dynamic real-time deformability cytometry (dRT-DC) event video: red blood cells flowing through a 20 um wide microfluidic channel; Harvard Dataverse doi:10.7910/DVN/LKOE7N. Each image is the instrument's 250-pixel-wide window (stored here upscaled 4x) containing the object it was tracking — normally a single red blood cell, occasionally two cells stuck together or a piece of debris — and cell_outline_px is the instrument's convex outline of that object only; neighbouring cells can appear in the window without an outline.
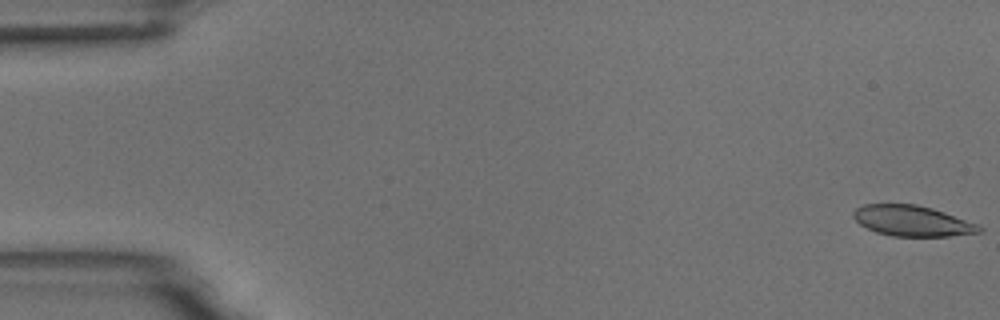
{"species": "common noctule bat (a hibernating species)", "species_latin": "Nyctalus noctula", "temperature_condition": "room temperature", "stored_images_in_passage": 15, "camera_frame_rate_fps": 3000, "um_per_image_px": 0.085, "animal": {"sex": "male", "body_mass_g": 18.8}, "frame": {"image": 1, "passage_image": 1, "time_ms": 0.0, "image_size_px": [1000, 320], "cell_outline_px": [[984, 228], [980, 232], [948, 236], [892, 236], [876, 232], [860, 224], [852, 216], [852, 212], [856, 208], [864, 204], [916, 204], [932, 208], [980, 224]], "centroid_in_image_um": [77.55, 18.77], "position_along_channel_um": 7.4, "area_um2": 22.48}}
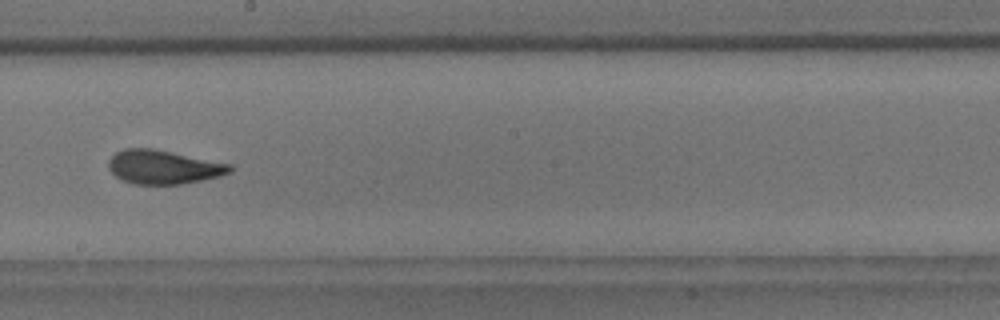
{"frame": {"image": 2, "passage_image": 9, "time_ms": 10.0, "image_size_px": [1000, 320], "cell_outline_px": [[232, 172], [220, 176], [180, 184], [132, 184], [116, 176], [108, 168], [108, 160], [116, 152], [124, 148], [152, 148], [232, 164]], "centroid_in_image_um": [13.89, 14.19], "position_along_channel_um": 234.3, "area_um2": 23.87}}
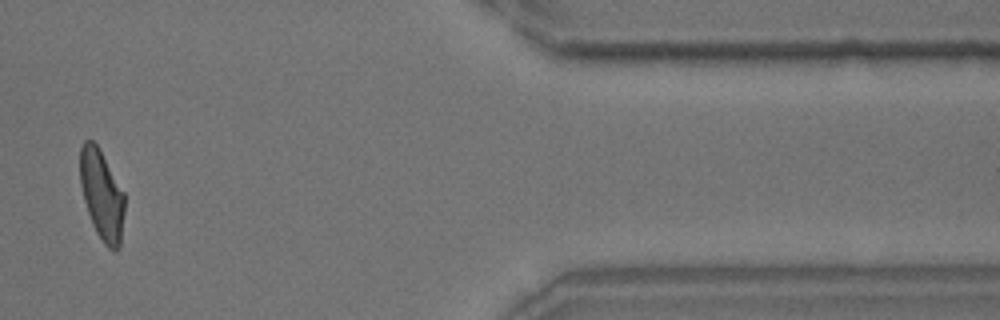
{"frame": {"image": 3, "passage_image": 13, "time_ms": 15.667, "image_size_px": [1000, 320], "cell_outline_px": [[124, 212], [120, 248], [116, 252], [108, 248], [104, 244], [96, 232], [92, 224], [84, 200], [80, 184], [80, 148], [84, 140], [92, 140], [100, 148], [124, 192]], "centroid_in_image_um": [8.66, 16.57], "position_along_channel_um": 402.7, "area_um2": 23.52}, "authors_computed_cell_mechanics": {"area_um2": 23.5246, "velocity_mm_per_s": 3.7276, "shape_relaxation_time_tau1_ms": 5.6338, "shape_relaxation_time_tau2_ms": 1.4331, "deformation_change_tau1": 0.1561, "deformation_change_tau2": 0.0618}}